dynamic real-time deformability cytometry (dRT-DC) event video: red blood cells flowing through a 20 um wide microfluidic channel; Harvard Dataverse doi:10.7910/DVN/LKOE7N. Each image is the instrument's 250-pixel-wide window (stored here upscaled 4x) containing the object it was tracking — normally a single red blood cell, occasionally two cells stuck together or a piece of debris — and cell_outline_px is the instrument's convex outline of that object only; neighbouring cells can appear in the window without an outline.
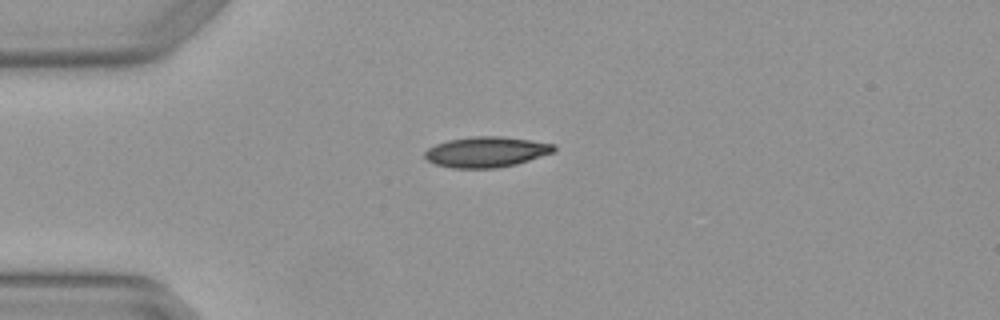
{"species": "Egyptian fruit bat (a non-hibernating species)", "species_latin": "Rousettus aegyptiacus", "temperature_condition": "warm", "stored_images_in_passage": 3, "camera_frame_rate_fps": 3000, "um_per_image_px": 0.085, "animal": {"sex": "female"}, "frame": {"image": 1, "passage_image": 1, "time_ms": 0.0, "image_size_px": [1000, 320], "cell_outline_px": [[556, 148], [552, 152], [516, 164], [496, 168], [452, 168], [436, 164], [428, 160], [424, 156], [424, 152], [428, 148], [436, 144], [448, 140], [472, 136], [504, 136], [532, 140], [556, 144]], "centroid_in_image_um": [41.33, 12.9], "position_along_channel_um": 43.7, "area_um2": 22.95}}
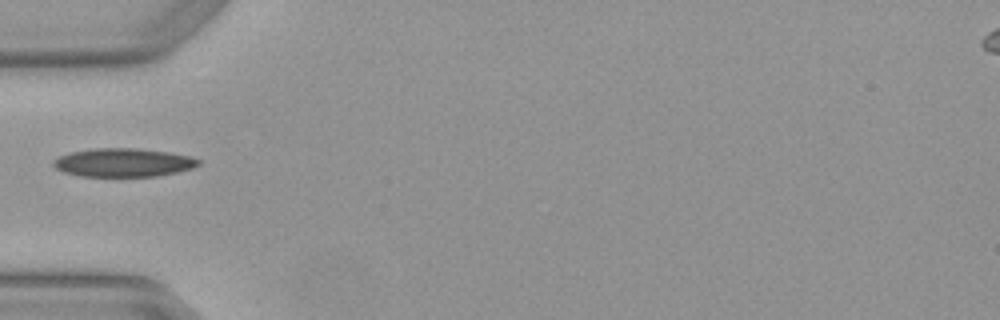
{"frame": {"image": 2, "passage_image": 2, "time_ms": 0.333, "image_size_px": [1000, 320], "cell_outline_px": [[200, 164], [192, 168], [176, 172], [156, 176], [80, 176], [64, 172], [56, 168], [52, 164], [52, 160], [68, 152], [92, 148], [136, 148], [168, 152], [188, 156], [200, 160]], "centroid_in_image_um": [10.44, 13.81], "position_along_channel_um": 74.6, "area_um2": 24.04}}
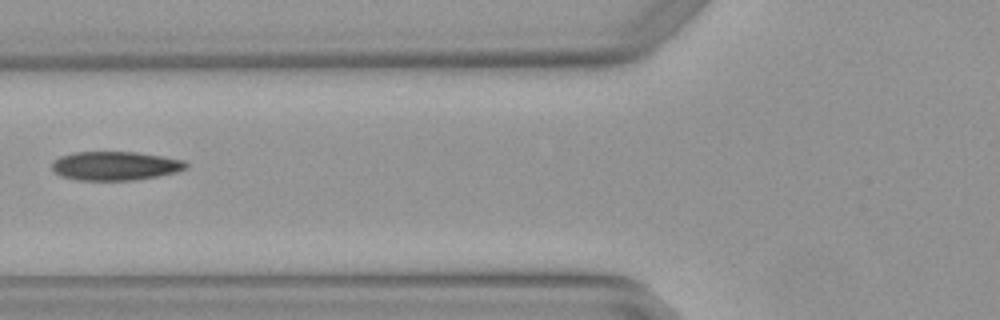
{"frame": {"image": 3, "passage_image": 3, "time_ms": 0.667, "image_size_px": [1000, 320], "cell_outline_px": [[188, 168], [176, 172], [136, 180], [76, 180], [60, 176], [52, 168], [52, 160], [60, 156], [76, 152], [136, 152], [184, 160], [188, 164]], "centroid_in_image_um": [9.78, 14.1], "position_along_channel_um": 116.0, "area_um2": 22.54}}